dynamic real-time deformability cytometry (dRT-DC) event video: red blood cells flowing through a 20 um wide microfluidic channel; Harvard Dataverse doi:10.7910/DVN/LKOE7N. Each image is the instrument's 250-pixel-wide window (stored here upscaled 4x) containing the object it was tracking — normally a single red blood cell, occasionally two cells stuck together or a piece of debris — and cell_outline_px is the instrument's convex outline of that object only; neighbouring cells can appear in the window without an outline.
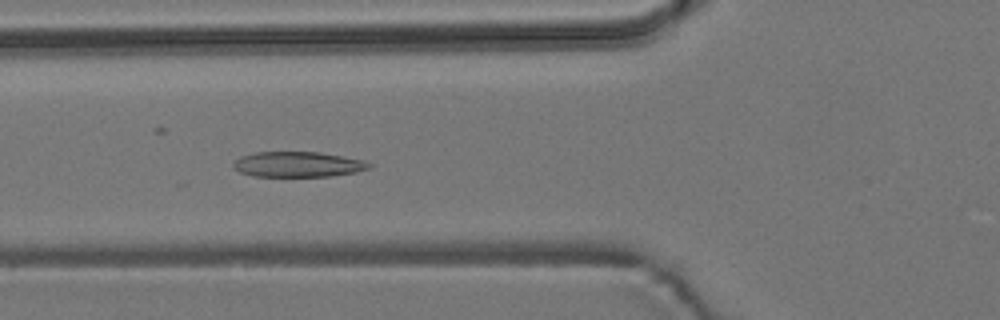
{"species": "common noctule bat (a hibernating species)", "species_latin": "Nyctalus noctula", "temperature_condition": "room temperature", "stored_images_in_passage": 53, "segment_of_instrument_passage": [1, 2], "camera_frame_rate_fps": 3000, "um_per_image_px": 0.085, "animal": {"sex": "male", "body_mass_g": 19.2, "forearm_length_mm": 51.8}, "frame": {"image": 1, "passage_image": 17, "time_ms": 5.333, "image_size_px": [1000, 320], "cell_outline_px": [[372, 164], [368, 168], [356, 172], [332, 176], [252, 176], [240, 172], [232, 164], [240, 156], [256, 152], [320, 152], [344, 156], [364, 160]], "centroid_in_image_um": [25.34, 13.96], "position_along_channel_um": 100.5, "area_um2": 20.0}}
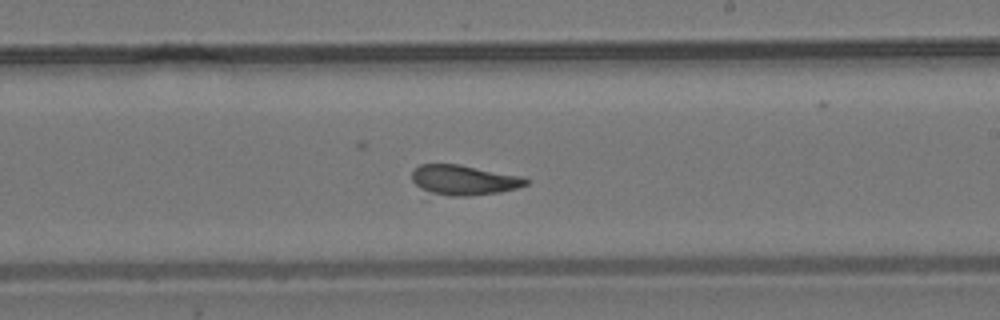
{"frame": {"image": 2, "passage_image": 29, "time_ms": 9.333, "image_size_px": [1000, 320], "cell_outline_px": [[532, 180], [528, 184], [516, 188], [500, 192], [468, 196], [424, 200], [420, 200], [412, 180], [412, 172], [420, 164], [460, 164], [520, 176]], "centroid_in_image_um": [39.21, 15.4], "position_along_channel_um": 249.8, "area_um2": 21.68}}
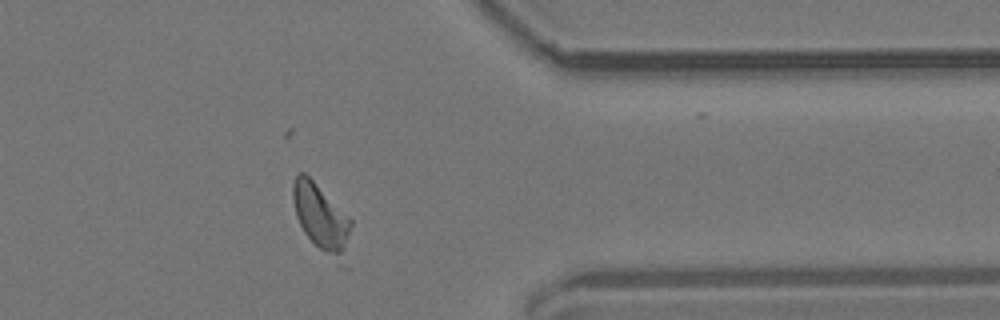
{"frame": {"image": 3, "passage_image": 41, "time_ms": 13.333, "image_size_px": [1000, 320], "cell_outline_px": [[352, 224], [348, 268], [344, 268], [320, 248], [304, 232], [296, 216], [292, 196], [292, 184], [296, 176], [300, 172], [304, 172], [352, 220]], "centroid_in_image_um": [27.39, 18.63], "position_along_channel_um": 384.0, "area_um2": 23.06}}